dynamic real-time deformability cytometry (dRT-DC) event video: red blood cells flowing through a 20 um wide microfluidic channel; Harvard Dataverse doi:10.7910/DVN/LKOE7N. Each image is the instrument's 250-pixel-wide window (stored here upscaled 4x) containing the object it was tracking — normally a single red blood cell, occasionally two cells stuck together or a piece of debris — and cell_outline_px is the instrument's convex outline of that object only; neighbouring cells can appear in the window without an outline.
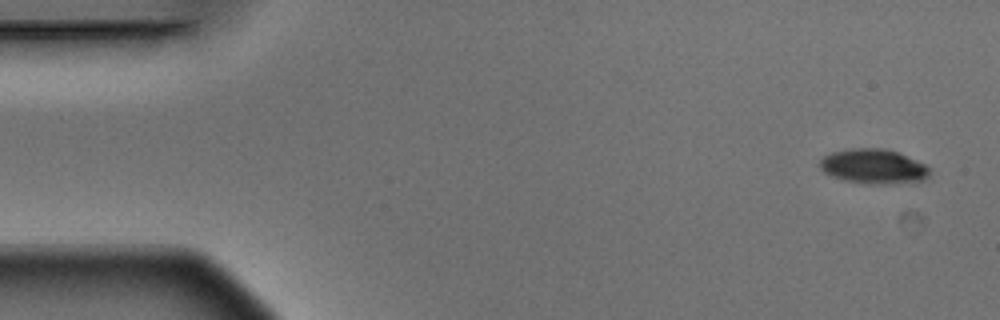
{"species": "Egyptian fruit bat (a non-hibernating species)", "species_latin": "Rousettus aegyptiacus", "temperature_condition": "warm", "stored_images_in_passage": 7, "camera_frame_rate_fps": 3000, "um_per_image_px": 0.085, "animal": {"sex": "male"}, "frame": {"image": 1, "passage_image": 1, "time_ms": 0.0, "image_size_px": [1000, 320], "cell_outline_px": [[928, 176], [924, 180], [884, 184], [876, 184], [844, 180], [832, 176], [824, 172], [820, 168], [820, 160], [824, 156], [832, 152], [852, 148], [884, 148], [900, 152], [924, 164], [928, 168]], "centroid_in_image_um": [74.23, 14.13], "position_along_channel_um": 10.8, "area_um2": 21.96}}
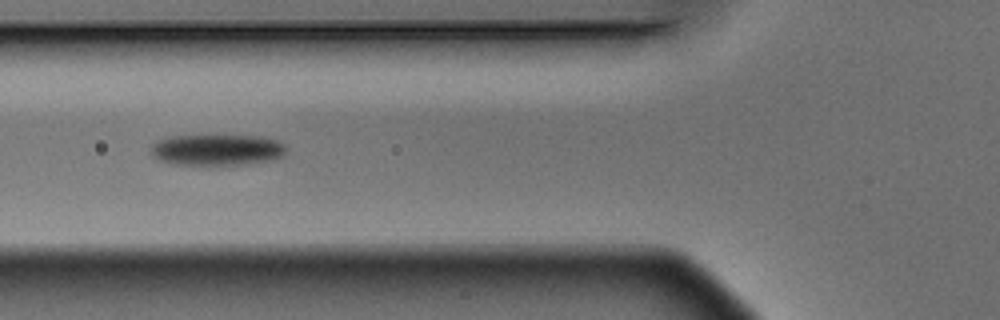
{"frame": {"image": 2, "passage_image": 6, "time_ms": 1.667, "image_size_px": [1000, 320], "cell_outline_px": [[284, 156], [272, 160], [248, 164], [172, 164], [160, 160], [152, 156], [152, 144], [160, 140], [172, 136], [264, 136], [276, 140], [284, 144]], "centroid_in_image_um": [18.47, 12.74], "position_along_channel_um": 107.3, "area_um2": 24.28}}
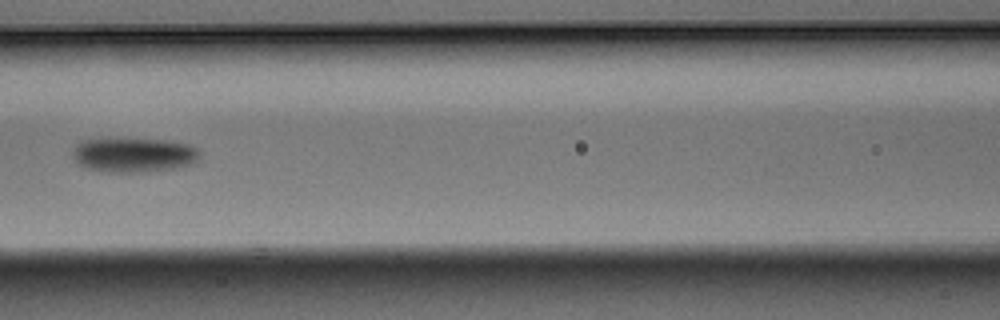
{"frame": {"image": 3, "passage_image": 7, "time_ms": 2.0, "image_size_px": [1000, 320], "cell_outline_px": [[200, 156], [196, 164], [176, 168], [132, 172], [108, 172], [88, 168], [80, 164], [72, 156], [72, 152], [76, 144], [80, 140], [164, 140], [188, 144], [196, 148], [200, 152]], "centroid_in_image_um": [11.41, 13.18], "position_along_channel_um": 155.2, "area_um2": 25.14}}